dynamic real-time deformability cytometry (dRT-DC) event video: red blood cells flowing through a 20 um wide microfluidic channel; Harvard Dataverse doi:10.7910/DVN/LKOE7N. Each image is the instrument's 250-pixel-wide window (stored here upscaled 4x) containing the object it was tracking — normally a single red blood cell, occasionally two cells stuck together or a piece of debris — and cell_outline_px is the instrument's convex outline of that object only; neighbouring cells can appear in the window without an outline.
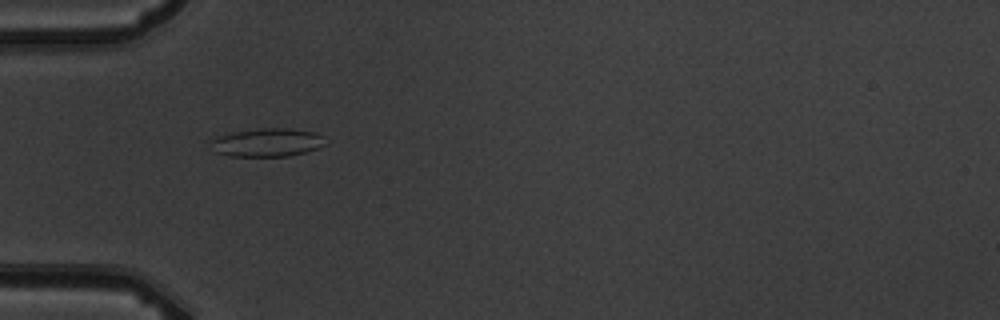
{"species": "common noctule bat (a hibernating species)", "species_latin": "Nyctalus noctula", "temperature_condition": "warm", "stored_images_in_passage": 4, "camera_frame_rate_fps": 3000, "um_per_image_px": 0.085, "animal": {"sex": "male", "body_mass_g": 19.5, "forearm_length_mm": 54.6}, "frame": {"image": 1, "passage_image": 4, "time_ms": 3.667, "image_size_px": [1000, 320], "cell_outline_px": [[328, 144], [304, 152], [288, 156], [232, 156], [216, 152], [208, 140], [216, 136], [232, 132], [260, 128], [288, 128], [316, 132], [324, 136]], "centroid_in_image_um": [22.72, 12.09], "position_along_channel_um": 62.3, "area_um2": 19.07}}